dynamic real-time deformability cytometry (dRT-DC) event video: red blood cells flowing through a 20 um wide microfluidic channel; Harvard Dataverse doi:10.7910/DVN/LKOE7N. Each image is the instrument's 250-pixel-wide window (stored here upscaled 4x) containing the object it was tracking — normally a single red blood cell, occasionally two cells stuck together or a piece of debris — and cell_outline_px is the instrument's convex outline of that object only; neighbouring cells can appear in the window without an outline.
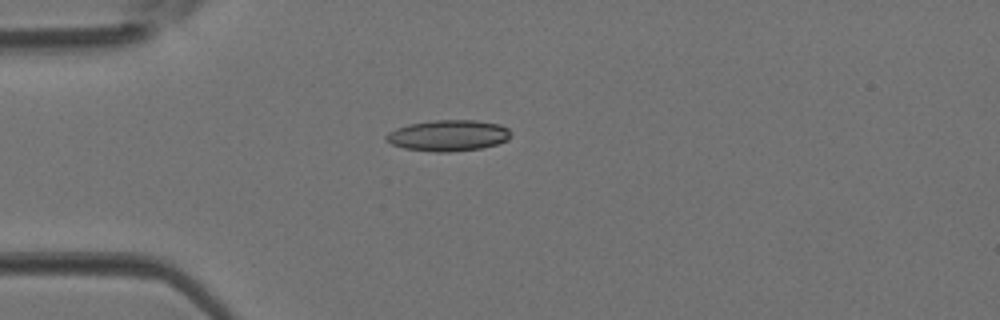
{"species": "Egyptian fruit bat (a non-hibernating species)", "species_latin": "Rousettus aegyptiacus", "temperature_condition": "room temperature", "stored_images_in_passage": 3, "camera_frame_rate_fps": 3000, "um_per_image_px": 0.085, "animal": {"sex": "female"}, "frame": {"image": 1, "passage_image": 3, "time_ms": 0.667, "image_size_px": [1000, 320], "cell_outline_px": [[512, 132], [508, 140], [496, 144], [480, 148], [448, 152], [436, 152], [404, 148], [392, 144], [384, 140], [384, 136], [388, 132], [396, 128], [408, 124], [436, 120], [476, 120], [500, 124], [508, 128]], "centroid_in_image_um": [38.1, 11.51], "position_along_channel_um": 46.9, "area_um2": 22.66}}